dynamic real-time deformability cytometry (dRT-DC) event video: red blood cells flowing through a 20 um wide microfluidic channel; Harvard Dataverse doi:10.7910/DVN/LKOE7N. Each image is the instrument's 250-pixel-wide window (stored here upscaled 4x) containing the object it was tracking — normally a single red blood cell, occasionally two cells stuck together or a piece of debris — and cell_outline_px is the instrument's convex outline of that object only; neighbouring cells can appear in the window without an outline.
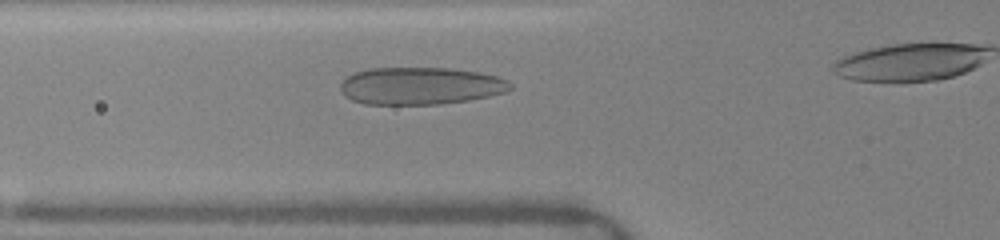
{"species": "human", "species_latin": "Homo sapiens", "temperature_condition": "warm", "stored_images_in_passage": 51, "camera_frame_rate_fps": 3000, "um_per_image_px": 0.085, "donor": {"sex": "female"}, "frame": {"image": 1, "passage_image": 17, "time_ms": 2.333, "image_size_px": [1000, 240], "cell_outline_px": [[512, 88], [504, 92], [488, 96], [468, 100], [440, 104], [364, 104], [352, 100], [344, 96], [340, 92], [340, 84], [348, 76], [356, 72], [368, 68], [452, 68], [480, 72], [496, 76], [508, 80], [512, 84]], "centroid_in_image_um": [35.73, 7.3], "position_along_channel_um": 90.1, "area_um2": 37.11}}
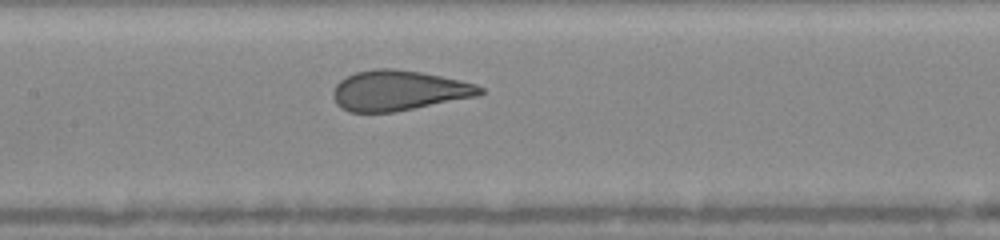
{"frame": {"image": 2, "passage_image": 25, "time_ms": 4.333, "image_size_px": [1000, 240], "cell_outline_px": [[484, 92], [480, 96], [396, 112], [348, 112], [340, 108], [336, 104], [332, 96], [332, 92], [336, 84], [340, 80], [356, 72], [376, 68], [392, 68], [420, 72], [460, 80], [476, 84], [484, 88]], "centroid_in_image_um": [33.89, 7.71], "position_along_channel_um": 173.5, "area_um2": 34.74}}
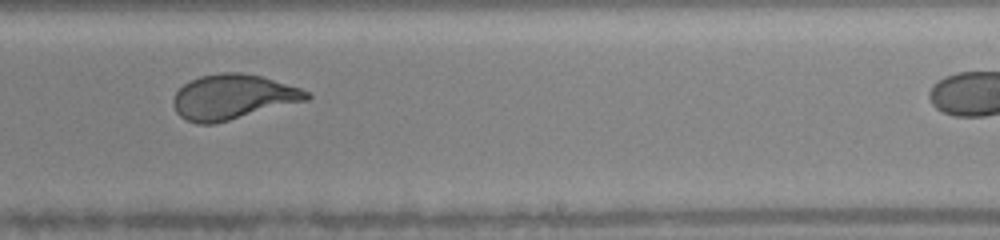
{"frame": {"image": 3, "passage_image": 38, "time_ms": 6.667, "image_size_px": [1000, 240], "cell_outline_px": [[312, 96], [308, 100], [216, 124], [196, 124], [184, 120], [176, 112], [172, 104], [172, 100], [176, 92], [184, 84], [200, 76], [220, 72], [240, 72], [260, 76], [300, 88], [308, 92]], "centroid_in_image_um": [19.76, 8.26], "position_along_channel_um": 269.2, "area_um2": 35.08}}